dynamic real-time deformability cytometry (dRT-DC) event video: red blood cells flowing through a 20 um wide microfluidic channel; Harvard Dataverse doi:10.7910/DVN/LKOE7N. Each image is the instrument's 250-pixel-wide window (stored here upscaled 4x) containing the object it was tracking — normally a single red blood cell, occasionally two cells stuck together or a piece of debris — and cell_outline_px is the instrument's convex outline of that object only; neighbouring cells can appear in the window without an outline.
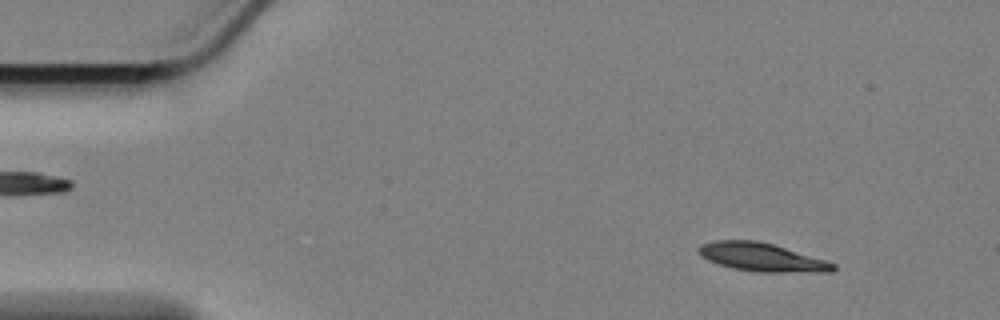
{"species": "Egyptian fruit bat (a non-hibernating species)", "species_latin": "Rousettus aegyptiacus", "temperature_condition": "cold", "stored_images_in_passage": 58, "camera_frame_rate_fps": 3000, "um_per_image_px": 0.085, "animal": {"sex": "female"}, "frame": {"image": 1, "passage_image": 6, "time_ms": 1.667, "image_size_px": [1000, 320], "cell_outline_px": [[836, 268], [832, 272], [756, 272], [732, 268], [708, 260], [700, 256], [700, 244], [716, 240], [756, 240], [772, 244], [824, 260], [836, 264]], "centroid_in_image_um": [64.75, 21.87], "position_along_channel_um": 20.3, "area_um2": 21.96}}
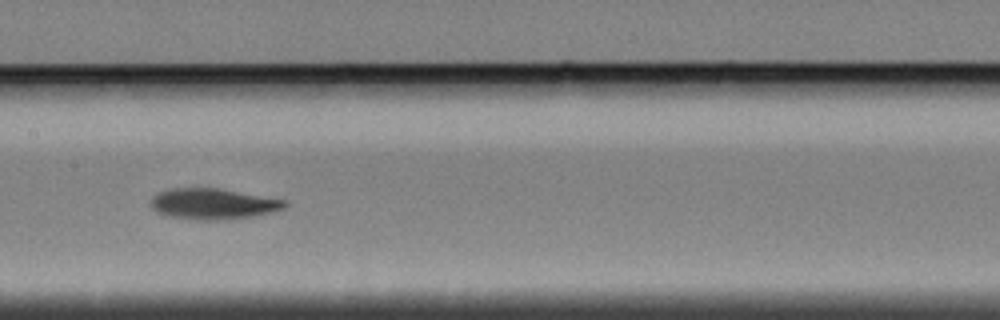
{"frame": {"image": 2, "passage_image": 28, "time_ms": 9.0, "image_size_px": [1000, 320], "cell_outline_px": [[288, 204], [284, 208], [272, 212], [256, 216], [232, 220], [192, 220], [168, 216], [156, 212], [152, 208], [152, 196], [160, 192], [172, 188], [216, 188], [288, 200]], "centroid_in_image_um": [18.15, 17.35], "position_along_channel_um": 189.3, "area_um2": 24.33}}
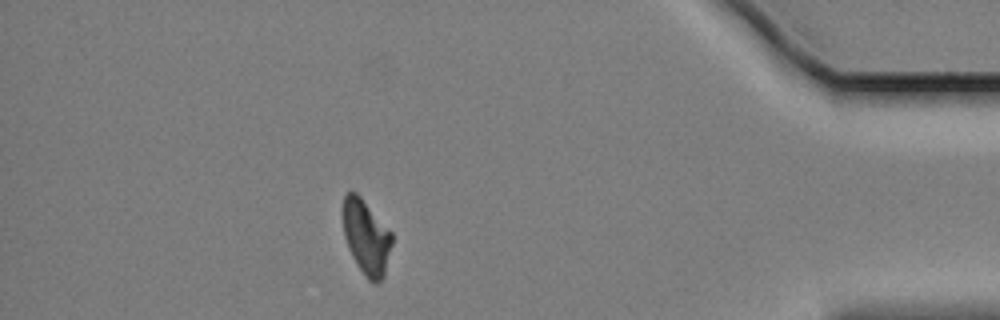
{"frame": {"image": 3, "passage_image": 51, "time_ms": 16.667, "image_size_px": [1000, 320], "cell_outline_px": [[392, 244], [384, 276], [376, 284], [372, 284], [364, 276], [356, 264], [348, 248], [344, 236], [344, 196], [348, 192], [356, 192], [360, 196], [392, 232]], "centroid_in_image_um": [31.15, 20.2], "position_along_channel_um": 404.1, "area_um2": 21.21}, "authors_computed_cell_mechanics": {"area_um2": 23.0044, "velocity_mm_per_s": 3.3821, "shape_relaxation_time_tau1_ms": 3.7028, "shape_relaxation_time_tau2_ms": null, "deformation_change_tau1": 0.148, "deformation_change_tau2": null}}